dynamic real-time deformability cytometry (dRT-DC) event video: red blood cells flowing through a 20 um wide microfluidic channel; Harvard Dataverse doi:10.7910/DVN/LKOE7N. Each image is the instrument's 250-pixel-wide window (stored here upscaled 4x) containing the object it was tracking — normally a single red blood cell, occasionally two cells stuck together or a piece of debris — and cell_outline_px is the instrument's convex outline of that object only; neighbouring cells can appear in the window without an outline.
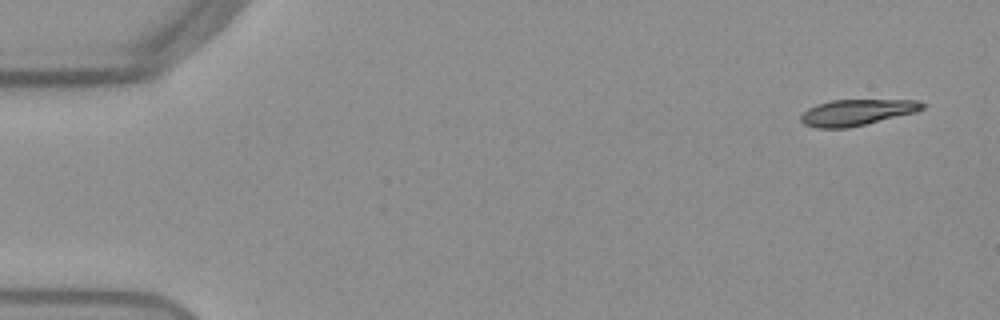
{"species": "Egyptian fruit bat (a non-hibernating species)", "species_latin": "Rousettus aegyptiacus", "temperature_condition": "warm", "stored_images_in_passage": 51, "camera_frame_rate_fps": 3000, "um_per_image_px": 0.085, "frame": {"image": 1, "passage_image": 1, "time_ms": 0.0, "image_size_px": [1000, 320], "cell_outline_px": [[928, 104], [924, 108], [916, 112], [848, 128], [816, 128], [804, 124], [800, 120], [800, 116], [808, 108], [816, 104], [832, 100], [920, 100]], "centroid_in_image_um": [72.85, 9.55], "position_along_channel_um": 12.2, "area_um2": 18.55}}
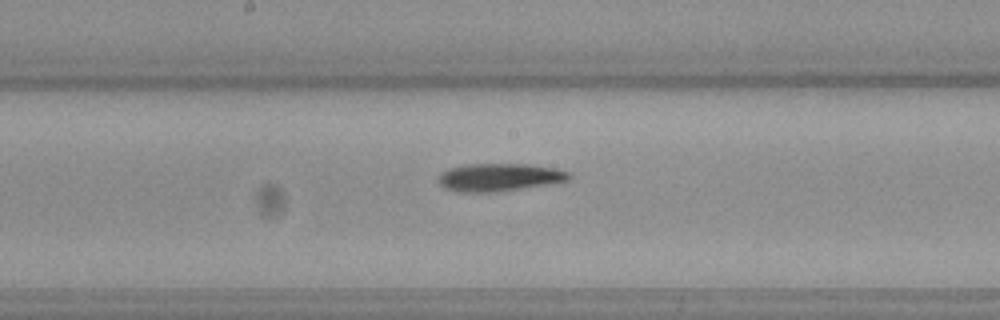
{"frame": {"image": 2, "passage_image": 26, "time_ms": 8.333, "image_size_px": [1000, 320], "cell_outline_px": [[572, 176], [568, 180], [496, 192], [460, 192], [444, 188], [436, 180], [436, 176], [440, 172], [448, 168], [464, 164], [528, 164], [552, 168], [568, 172]], "centroid_in_image_um": [42.32, 15.06], "position_along_channel_um": 205.9, "area_um2": 21.1}}
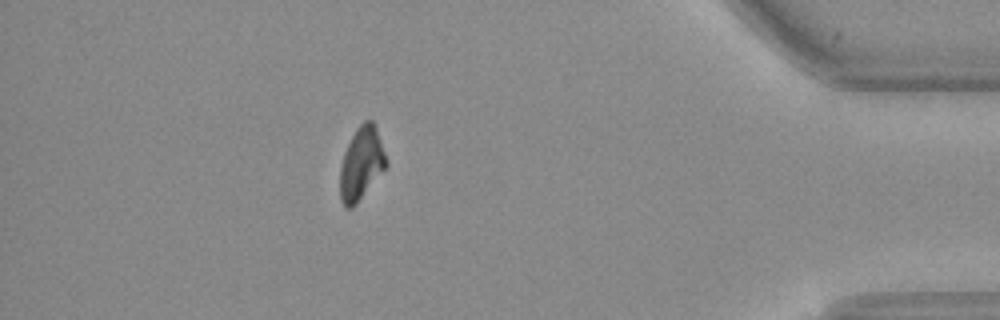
{"frame": {"image": 3, "passage_image": 45, "time_ms": 14.667, "image_size_px": [1000, 320], "cell_outline_px": [[388, 164], [356, 204], [352, 208], [344, 208], [340, 200], [340, 164], [344, 152], [356, 128], [364, 120], [372, 120], [376, 128], [388, 160]], "centroid_in_image_um": [30.7, 13.91], "position_along_channel_um": 404.5, "area_um2": 19.54}, "authors_computed_cell_mechanics": {"area_um2": 20.2878, "velocity_mm_per_s": 3.8592, "shape_relaxation_time_tau1_ms": 8.5794, "shape_relaxation_time_tau2_ms": null, "deformation_change_tau1": 0.2338, "deformation_change_tau2": null}}